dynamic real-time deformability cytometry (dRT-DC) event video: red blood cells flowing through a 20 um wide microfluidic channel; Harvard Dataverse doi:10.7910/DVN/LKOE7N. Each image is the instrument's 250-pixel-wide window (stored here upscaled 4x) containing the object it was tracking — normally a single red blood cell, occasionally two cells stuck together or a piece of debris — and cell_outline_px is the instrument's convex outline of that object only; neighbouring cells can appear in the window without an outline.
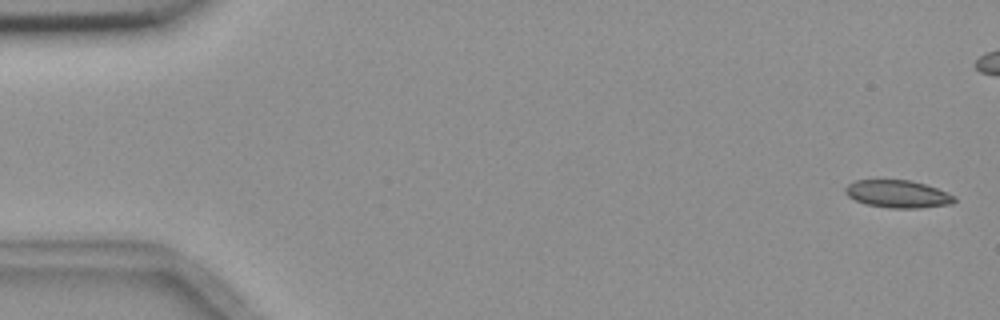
{"species": "common noctule bat (a hibernating species)", "species_latin": "Nyctalus noctula", "temperature_condition": "room temperature", "stored_images_in_passage": 8, "segment_of_instrument_passage": [1, 2], "camera_frame_rate_fps": 3000, "um_per_image_px": 0.085, "animal": {"sex": "female", "body_mass_g": 18.4}, "frame": {"image": 1, "passage_image": 1, "time_ms": 0.0, "image_size_px": [1000, 320], "cell_outline_px": [[956, 200], [952, 204], [916, 208], [892, 208], [864, 204], [848, 196], [844, 192], [844, 188], [848, 184], [856, 180], [908, 180], [924, 184], [936, 188], [956, 196]], "centroid_in_image_um": [76.29, 16.49], "position_along_channel_um": 8.7, "area_um2": 17.46}}
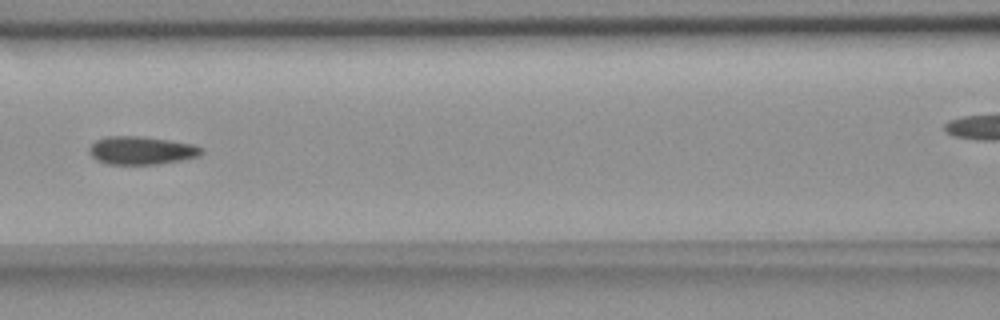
{"frame": {"image": 2, "passage_image": 7, "time_ms": 7.667, "image_size_px": [1000, 320], "cell_outline_px": [[204, 152], [200, 156], [180, 160], [156, 164], [104, 164], [96, 160], [88, 152], [88, 148], [96, 140], [104, 136], [140, 136], [168, 140], [192, 144], [204, 148]], "centroid_in_image_um": [12.0, 12.79], "position_along_channel_um": 154.6, "area_um2": 18.5}}